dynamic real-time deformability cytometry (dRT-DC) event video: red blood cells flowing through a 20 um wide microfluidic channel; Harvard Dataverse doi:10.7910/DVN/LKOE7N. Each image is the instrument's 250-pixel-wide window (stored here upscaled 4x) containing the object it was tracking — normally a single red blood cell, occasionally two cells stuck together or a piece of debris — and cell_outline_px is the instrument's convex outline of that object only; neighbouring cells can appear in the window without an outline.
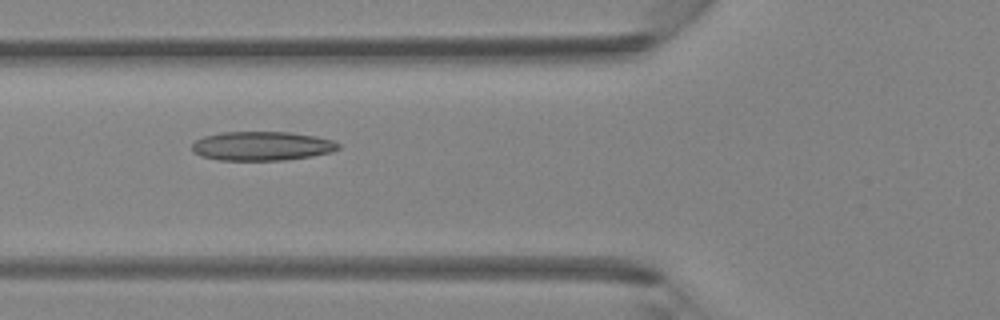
{"species": "Egyptian fruit bat (a non-hibernating species)", "species_latin": "Rousettus aegyptiacus", "temperature_condition": "room temperature", "stored_images_in_passage": 42, "camera_frame_rate_fps": 3000, "um_per_image_px": 0.085, "animal": {"sex": "female"}, "frame": {"image": 1, "passage_image": 15, "time_ms": 4.667, "image_size_px": [1000, 320], "cell_outline_px": [[340, 148], [332, 152], [312, 156], [284, 160], [220, 160], [200, 156], [192, 152], [192, 144], [196, 140], [204, 136], [220, 132], [288, 132], [316, 136], [332, 140], [340, 144]], "centroid_in_image_um": [22.25, 12.41], "position_along_channel_um": 103.5, "area_um2": 24.91}}
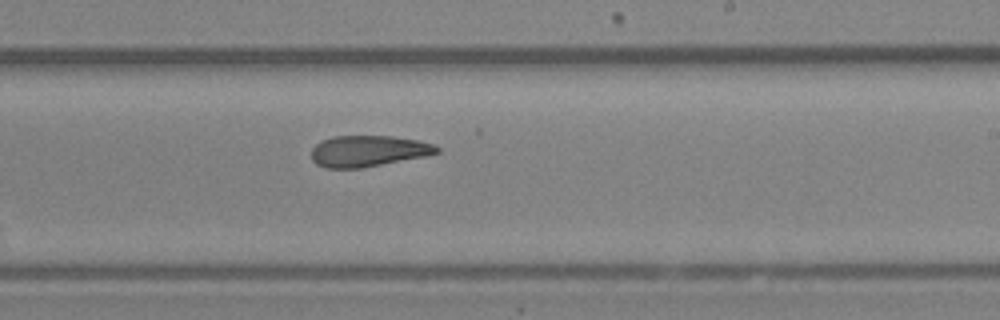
{"frame": {"image": 2, "passage_image": 25, "time_ms": 8.0, "image_size_px": [1000, 320], "cell_outline_px": [[440, 152], [424, 156], [360, 168], [324, 168], [316, 164], [312, 160], [312, 148], [320, 140], [332, 136], [392, 136], [420, 140], [432, 144], [440, 148]], "centroid_in_image_um": [31.27, 12.83], "position_along_channel_um": 257.7, "area_um2": 22.77}}
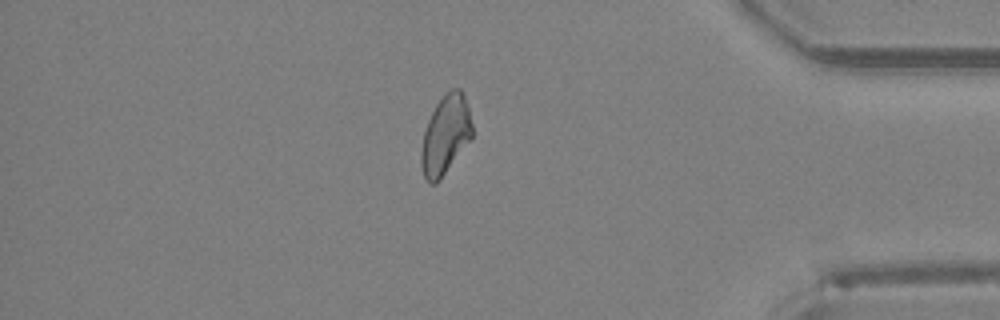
{"frame": {"image": 3, "passage_image": 36, "time_ms": 11.667, "image_size_px": [1000, 320], "cell_outline_px": [[472, 136], [440, 180], [436, 184], [428, 184], [424, 176], [420, 164], [420, 152], [424, 132], [428, 120], [436, 104], [444, 92], [452, 88], [460, 88], [468, 104], [472, 124]], "centroid_in_image_um": [37.84, 11.46], "position_along_channel_um": 397.4, "area_um2": 23.52}}